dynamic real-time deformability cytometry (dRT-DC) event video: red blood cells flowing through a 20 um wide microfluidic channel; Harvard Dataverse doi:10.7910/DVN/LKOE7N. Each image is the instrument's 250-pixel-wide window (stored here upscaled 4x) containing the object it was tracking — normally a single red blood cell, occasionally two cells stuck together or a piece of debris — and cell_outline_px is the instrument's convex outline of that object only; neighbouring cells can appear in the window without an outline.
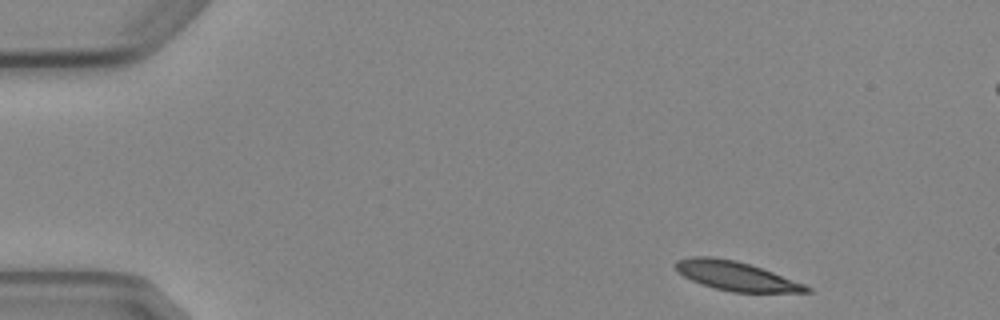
{"species": "Egyptian fruit bat (a non-hibernating species)", "species_latin": "Rousettus aegyptiacus", "temperature_condition": "cold", "stored_images_in_passage": 4, "camera_frame_rate_fps": 3000, "um_per_image_px": 0.085, "animal": {"sex": "female"}, "frame": {"image": 1, "passage_image": 1, "time_ms": 0.0, "image_size_px": [1000, 320], "cell_outline_px": [[812, 292], [732, 292], [700, 284], [676, 272], [672, 264], [676, 260], [692, 256], [712, 256], [736, 260], [772, 272], [804, 284], [812, 288]], "centroid_in_image_um": [62.48, 23.44], "position_along_channel_um": 22.5, "area_um2": 22.2}}